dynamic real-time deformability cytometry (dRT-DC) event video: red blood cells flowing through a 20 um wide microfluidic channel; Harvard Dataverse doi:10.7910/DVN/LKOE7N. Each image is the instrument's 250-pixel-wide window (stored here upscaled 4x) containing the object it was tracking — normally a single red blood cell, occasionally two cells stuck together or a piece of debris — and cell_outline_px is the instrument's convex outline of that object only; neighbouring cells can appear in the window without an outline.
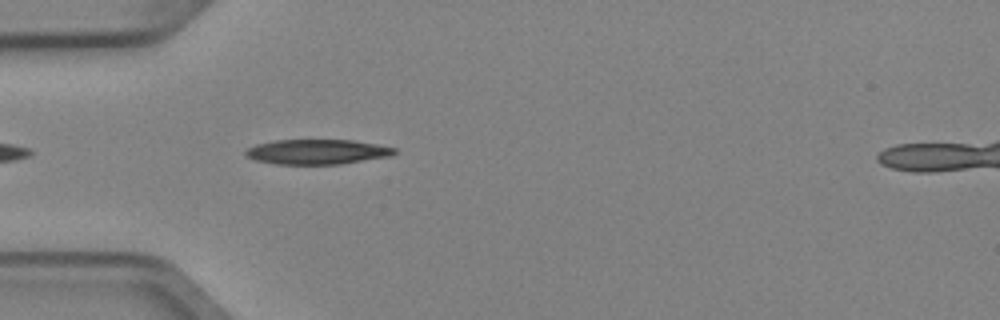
{"species": "Egyptian fruit bat (a non-hibernating species)", "species_latin": "Rousettus aegyptiacus", "temperature_condition": "cold", "stored_images_in_passage": 5, "camera_frame_rate_fps": 3000, "um_per_image_px": 0.085, "animal": {"sex": "female"}, "frame": {"image": 1, "passage_image": 4, "time_ms": 1.0, "image_size_px": [1000, 320], "cell_outline_px": [[396, 152], [392, 156], [340, 164], [276, 164], [256, 160], [248, 156], [244, 152], [248, 148], [256, 144], [276, 140], [352, 140], [376, 144], [396, 148]], "centroid_in_image_um": [26.98, 12.9], "position_along_channel_um": 58.0, "area_um2": 21.5}}